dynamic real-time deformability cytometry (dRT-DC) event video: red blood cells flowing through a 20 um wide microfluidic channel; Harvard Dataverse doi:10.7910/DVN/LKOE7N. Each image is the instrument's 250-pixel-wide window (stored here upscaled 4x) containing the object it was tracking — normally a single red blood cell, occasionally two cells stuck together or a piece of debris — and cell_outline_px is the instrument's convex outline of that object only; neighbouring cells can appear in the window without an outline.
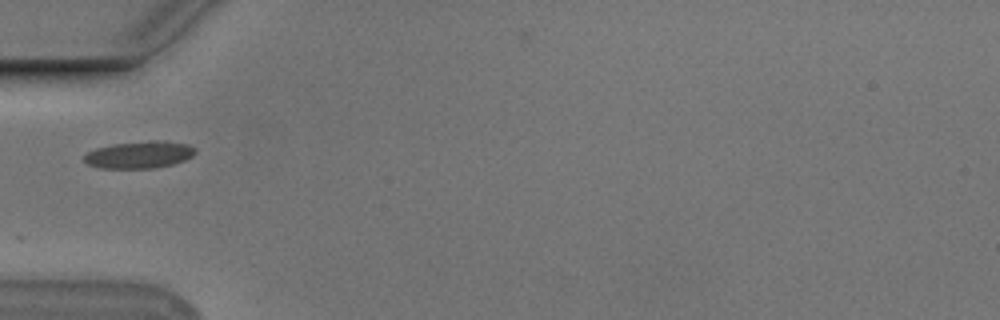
{"species": "Egyptian fruit bat (a non-hibernating species)", "species_latin": "Rousettus aegyptiacus", "temperature_condition": "cold", "stored_images_in_passage": 32, "camera_frame_rate_fps": 3000, "um_per_image_px": 0.085, "animal": {"sex": "male"}, "frame": {"image": 1, "passage_image": 1, "time_ms": 0.0, "image_size_px": [1000, 320], "cell_outline_px": [[196, 152], [192, 156], [184, 160], [172, 164], [156, 168], [100, 168], [88, 164], [84, 160], [84, 156], [88, 152], [96, 148], [112, 144], [148, 140], [164, 140], [188, 144], [196, 148]], "centroid_in_image_um": [11.87, 13.14], "position_along_channel_um": 73.1, "area_um2": 17.69}}
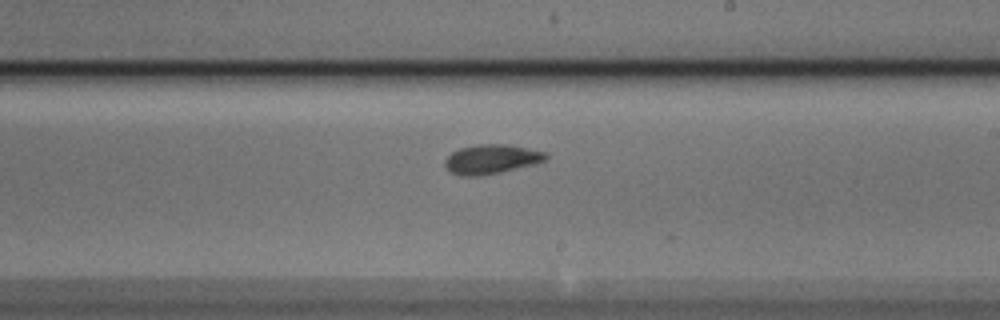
{"frame": {"image": 2, "passage_image": 15, "time_ms": 4.667, "image_size_px": [1000, 320], "cell_outline_px": [[548, 156], [544, 160], [536, 164], [500, 172], [476, 176], [464, 176], [452, 172], [444, 164], [444, 160], [452, 152], [460, 148], [476, 144], [508, 144], [548, 152]], "centroid_in_image_um": [41.8, 13.51], "position_along_channel_um": 247.2, "area_um2": 17.22}}
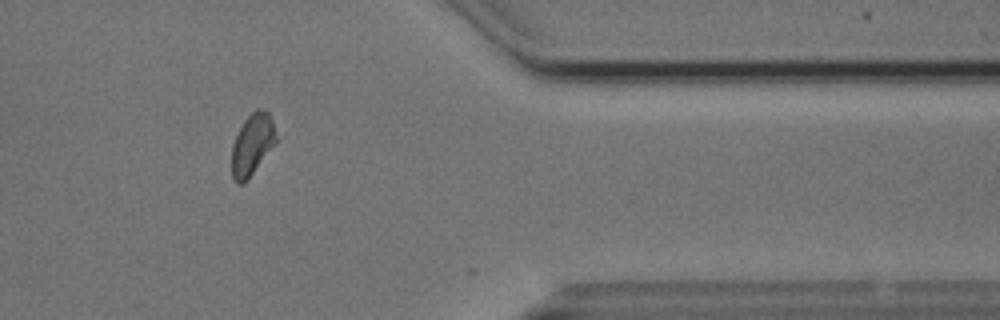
{"frame": {"image": 3, "passage_image": 28, "time_ms": 9.0, "image_size_px": [1000, 320], "cell_outline_px": [[276, 144], [252, 172], [240, 184], [236, 184], [232, 176], [232, 144], [244, 120], [256, 108], [268, 112], [272, 120], [276, 136]], "centroid_in_image_um": [21.44, 12.25], "position_along_channel_um": 390.0, "area_um2": 15.43}}